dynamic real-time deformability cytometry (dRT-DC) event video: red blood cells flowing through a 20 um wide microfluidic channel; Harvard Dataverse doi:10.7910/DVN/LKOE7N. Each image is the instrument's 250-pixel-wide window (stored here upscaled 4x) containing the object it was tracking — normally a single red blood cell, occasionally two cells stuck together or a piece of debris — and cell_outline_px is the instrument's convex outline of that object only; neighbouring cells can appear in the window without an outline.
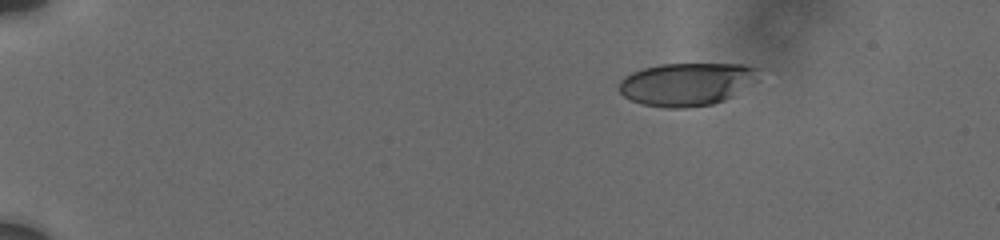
{"species": "human", "species_latin": "Homo sapiens", "temperature_condition": "cold", "stored_images_in_passage": 9, "camera_frame_rate_fps": 3000, "um_per_image_px": 0.085, "donor": {"sex": "male"}, "frame": {"image": 1, "passage_image": 1, "time_ms": 0.0, "image_size_px": [1000, 240], "cell_outline_px": [[764, 68], [756, 80], [732, 96], [724, 100], [712, 104], [684, 108], [664, 108], [644, 104], [632, 100], [624, 96], [616, 88], [616, 84], [624, 76], [632, 72], [644, 68], [660, 64], [744, 64]], "centroid_in_image_um": [58.37, 7.14], "position_along_channel_um": 26.6, "area_um2": 35.26}}
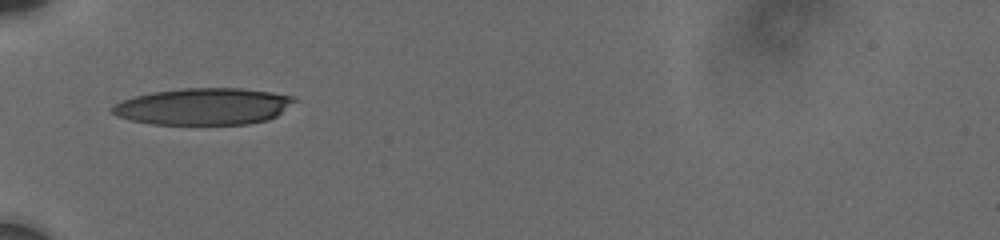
{"frame": {"image": 2, "passage_image": 6, "time_ms": 4.0, "image_size_px": [1000, 240], "cell_outline_px": [[296, 100], [276, 116], [268, 120], [248, 124], [152, 124], [132, 120], [116, 116], [108, 108], [112, 104], [120, 100], [152, 92], [184, 88], [240, 88], [272, 92], [296, 96]], "centroid_in_image_um": [17.27, 9.04], "position_along_channel_um": 67.7, "area_um2": 39.13}}
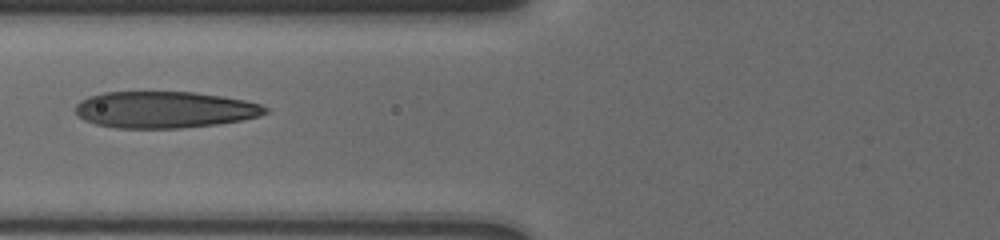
{"frame": {"image": 3, "passage_image": 8, "time_ms": 5.333, "image_size_px": [1000, 240], "cell_outline_px": [[268, 112], [260, 116], [240, 120], [216, 124], [180, 128], [116, 128], [96, 124], [84, 120], [76, 112], [76, 104], [80, 100], [88, 96], [104, 92], [196, 92], [224, 96], [244, 100], [260, 104], [268, 108]], "centroid_in_image_um": [13.99, 9.32], "position_along_channel_um": 111.8, "area_um2": 40.52}}